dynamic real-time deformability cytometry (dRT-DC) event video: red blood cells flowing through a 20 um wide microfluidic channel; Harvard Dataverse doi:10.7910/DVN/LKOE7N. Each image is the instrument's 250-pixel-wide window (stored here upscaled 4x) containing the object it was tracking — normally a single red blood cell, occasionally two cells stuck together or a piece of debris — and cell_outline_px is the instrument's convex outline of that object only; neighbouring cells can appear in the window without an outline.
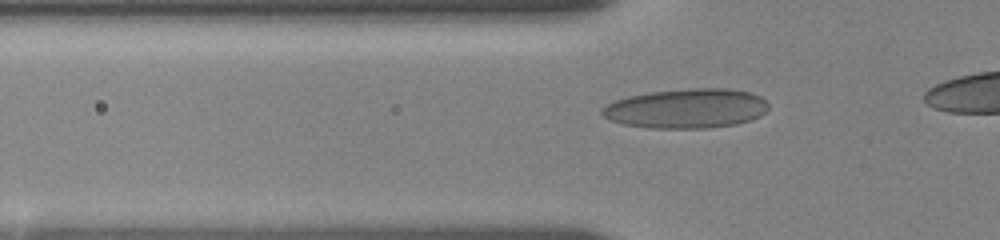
{"species": "human", "species_latin": "Homo sapiens", "temperature_condition": "room temperature", "stored_images_in_passage": 51, "camera_frame_rate_fps": 3000, "um_per_image_px": 0.085, "donor": {"sex": "female"}, "frame": {"image": 1, "passage_image": 18, "time_ms": 4.333, "image_size_px": [1000, 240], "cell_outline_px": [[768, 108], [760, 116], [752, 120], [736, 124], [708, 128], [648, 128], [624, 124], [608, 120], [600, 112], [600, 108], [616, 100], [628, 96], [652, 92], [688, 88], [728, 88], [752, 92], [760, 96], [768, 104]], "centroid_in_image_um": [58.36, 9.22], "position_along_channel_um": 67.4, "area_um2": 38.55}}
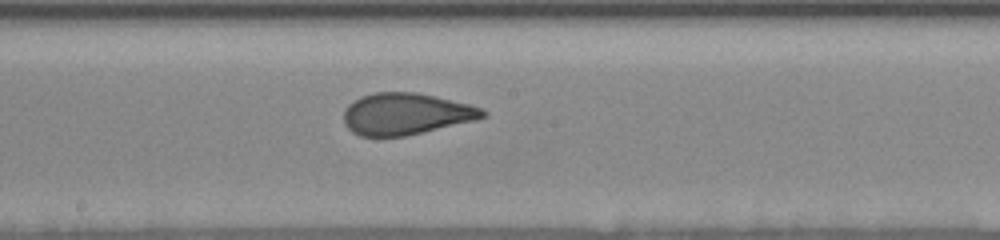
{"frame": {"image": 2, "passage_image": 32, "time_ms": 8.333, "image_size_px": [1000, 240], "cell_outline_px": [[488, 116], [476, 120], [404, 136], [360, 136], [352, 132], [344, 124], [344, 108], [348, 104], [360, 96], [376, 92], [416, 92], [468, 104], [480, 108], [488, 112]], "centroid_in_image_um": [34.47, 9.68], "position_along_channel_um": 213.7, "area_um2": 33.64}}
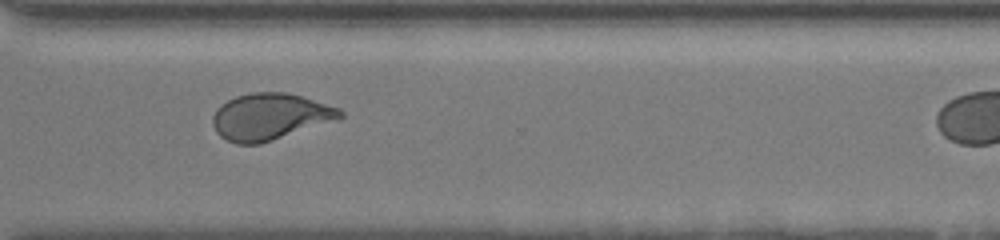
{"frame": {"image": 3, "passage_image": 50, "time_ms": 12.0, "image_size_px": [1000, 240], "cell_outline_px": [[344, 116], [340, 120], [260, 144], [236, 144], [220, 136], [216, 132], [212, 124], [212, 116], [216, 108], [220, 104], [236, 96], [252, 92], [288, 92], [340, 108], [344, 112]], "centroid_in_image_um": [22.97, 9.92], "position_along_channel_um": 347.6, "area_um2": 35.03}}